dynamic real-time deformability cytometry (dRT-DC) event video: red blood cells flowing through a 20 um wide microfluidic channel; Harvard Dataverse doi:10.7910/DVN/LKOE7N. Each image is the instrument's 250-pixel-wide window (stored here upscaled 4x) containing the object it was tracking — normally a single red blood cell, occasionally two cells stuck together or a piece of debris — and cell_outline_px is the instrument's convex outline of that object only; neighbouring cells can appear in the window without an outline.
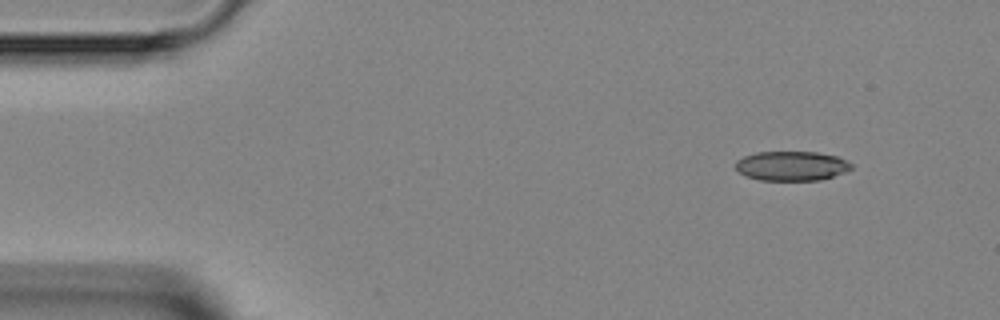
{"species": "Egyptian fruit bat (a non-hibernating species)", "species_latin": "Rousettus aegyptiacus", "temperature_condition": "room temperature", "stored_images_in_passage": 3, "camera_frame_rate_fps": 3000, "um_per_image_px": 0.085, "animal": {"sex": "female"}, "frame": {"image": 1, "passage_image": 3, "time_ms": 2.667, "image_size_px": [1000, 320], "cell_outline_px": [[852, 168], [844, 172], [820, 180], [760, 180], [744, 176], [736, 168], [736, 160], [744, 156], [756, 152], [816, 152], [836, 156], [852, 164]], "centroid_in_image_um": [67.25, 14.1], "position_along_channel_um": 17.7, "area_um2": 19.77}}